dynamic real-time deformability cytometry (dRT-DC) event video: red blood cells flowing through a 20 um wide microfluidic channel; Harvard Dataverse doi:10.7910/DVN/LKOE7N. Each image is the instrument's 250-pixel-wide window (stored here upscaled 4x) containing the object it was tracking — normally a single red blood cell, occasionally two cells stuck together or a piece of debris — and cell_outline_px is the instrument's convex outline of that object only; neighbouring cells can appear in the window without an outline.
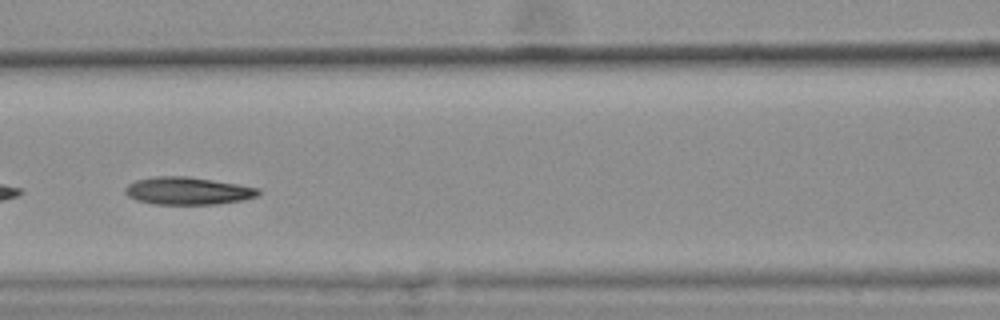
{"species": "common noctule bat (a hibernating species)", "species_latin": "Nyctalus noctula", "temperature_condition": "warm", "stored_images_in_passage": 41, "camera_frame_rate_fps": 3000, "um_per_image_px": 0.085, "animal": {"sex": "female", "body_mass_g": 25.1}, "frame": {"image": 1, "passage_image": 24, "time_ms": 7.667, "image_size_px": [1000, 320], "cell_outline_px": [[260, 192], [256, 196], [240, 200], [216, 204], [152, 204], [136, 200], [128, 196], [124, 192], [124, 188], [128, 184], [136, 180], [156, 176], [188, 176], [260, 188]], "centroid_in_image_um": [15.91, 16.22], "position_along_channel_um": 150.7, "area_um2": 21.27}}